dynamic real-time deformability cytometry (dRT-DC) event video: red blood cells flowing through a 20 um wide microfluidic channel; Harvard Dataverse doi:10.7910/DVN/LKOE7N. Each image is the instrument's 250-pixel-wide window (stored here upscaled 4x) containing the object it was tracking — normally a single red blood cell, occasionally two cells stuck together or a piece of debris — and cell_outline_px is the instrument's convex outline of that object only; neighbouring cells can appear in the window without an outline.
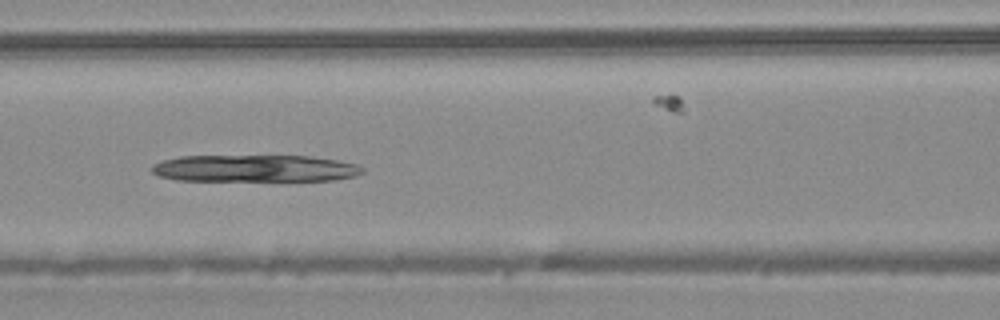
{"species": "common noctule bat (a hibernating species)", "species_latin": "Nyctalus noctula", "temperature_condition": "warm", "stored_images_in_passage": 50, "camera_frame_rate_fps": 3000, "um_per_image_px": 0.085, "animal": {"sex": "male", "body_mass_g": 20.4}, "frame": {"image": 1, "passage_image": 21, "time_ms": 6.667, "image_size_px": [1000, 320], "cell_outline_px": [[364, 172], [356, 176], [336, 180], [176, 180], [160, 176], [152, 172], [152, 164], [164, 160], [180, 156], [308, 156], [336, 160], [356, 164], [364, 168]], "centroid_in_image_um": [21.68, 14.31], "position_along_channel_um": 144.9, "area_um2": 32.95}}
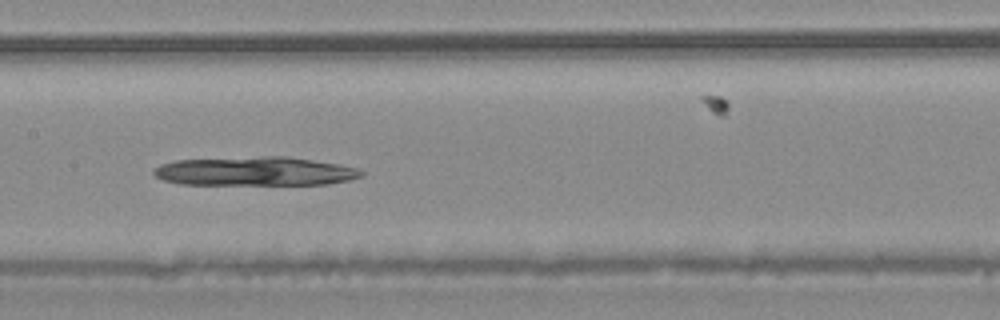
{"frame": {"image": 2, "passage_image": 24, "time_ms": 7.667, "image_size_px": [1000, 320], "cell_outline_px": [[364, 176], [348, 180], [328, 184], [180, 184], [164, 180], [156, 176], [152, 172], [160, 164], [176, 160], [264, 156], [288, 156], [340, 164], [356, 168], [364, 172]], "centroid_in_image_um": [21.71, 14.55], "position_along_channel_um": 185.7, "area_um2": 34.91}}